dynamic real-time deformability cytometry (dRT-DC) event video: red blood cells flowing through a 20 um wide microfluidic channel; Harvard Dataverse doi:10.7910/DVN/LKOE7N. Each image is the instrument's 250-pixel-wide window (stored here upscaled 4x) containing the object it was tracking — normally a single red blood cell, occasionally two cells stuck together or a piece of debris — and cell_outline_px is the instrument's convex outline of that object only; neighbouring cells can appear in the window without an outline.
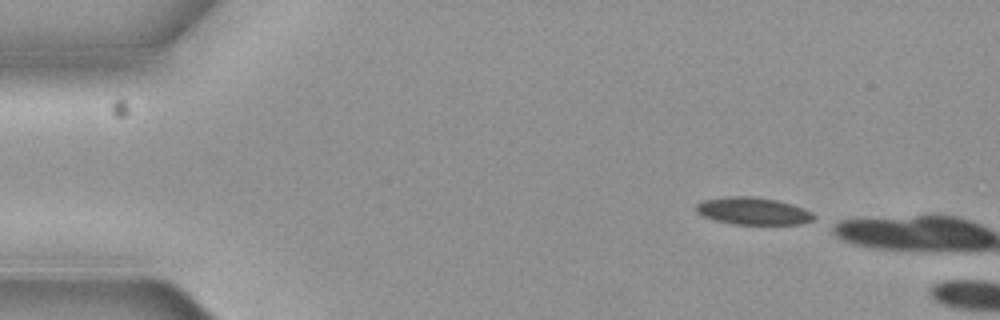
{"species": "common noctule bat (a hibernating species)", "species_latin": "Nyctalus noctula", "temperature_condition": "cold", "stored_images_in_passage": 2, "camera_frame_rate_fps": 3000, "um_per_image_px": 0.085, "animal": {"sex": "female", "body_mass_g": 19.3, "forearm_length_mm": 54.1}, "frame": {"image": 1, "passage_image": 1, "time_ms": 0.0, "image_size_px": [1000, 320], "cell_outline_px": [[816, 216], [812, 220], [800, 224], [736, 224], [716, 220], [704, 216], [696, 212], [696, 204], [704, 200], [724, 196], [752, 196], [776, 200], [792, 204], [804, 208], [812, 212]], "centroid_in_image_um": [64.02, 17.93], "position_along_channel_um": 21.0, "area_um2": 18.67}}